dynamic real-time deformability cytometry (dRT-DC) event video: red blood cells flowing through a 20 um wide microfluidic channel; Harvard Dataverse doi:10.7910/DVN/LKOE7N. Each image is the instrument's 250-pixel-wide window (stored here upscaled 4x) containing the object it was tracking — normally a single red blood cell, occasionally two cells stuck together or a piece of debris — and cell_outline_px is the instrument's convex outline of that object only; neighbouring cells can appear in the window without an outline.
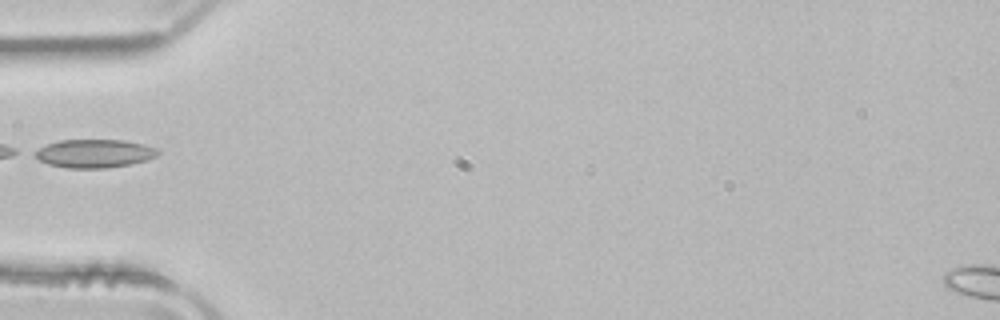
{"species": "common noctule bat (a hibernating species)", "species_latin": "Nyctalus noctula", "temperature_condition": "room temperature", "stored_images_in_passage": 6, "camera_frame_rate_fps": 3000, "um_per_image_px": 0.085, "animal": {"sex": "male", "body_mass_g": 21.5, "forearm_length_mm": 52.0}, "frame": {"image": 1, "passage_image": 1, "time_ms": 0.0, "image_size_px": [1000, 320], "cell_outline_px": [[160, 152], [156, 156], [148, 160], [132, 164], [108, 168], [68, 168], [48, 164], [40, 160], [32, 152], [48, 144], [60, 140], [124, 140], [156, 148]], "centroid_in_image_um": [8.04, 13.05], "position_along_channel_um": 77.0, "area_um2": 20.23}}